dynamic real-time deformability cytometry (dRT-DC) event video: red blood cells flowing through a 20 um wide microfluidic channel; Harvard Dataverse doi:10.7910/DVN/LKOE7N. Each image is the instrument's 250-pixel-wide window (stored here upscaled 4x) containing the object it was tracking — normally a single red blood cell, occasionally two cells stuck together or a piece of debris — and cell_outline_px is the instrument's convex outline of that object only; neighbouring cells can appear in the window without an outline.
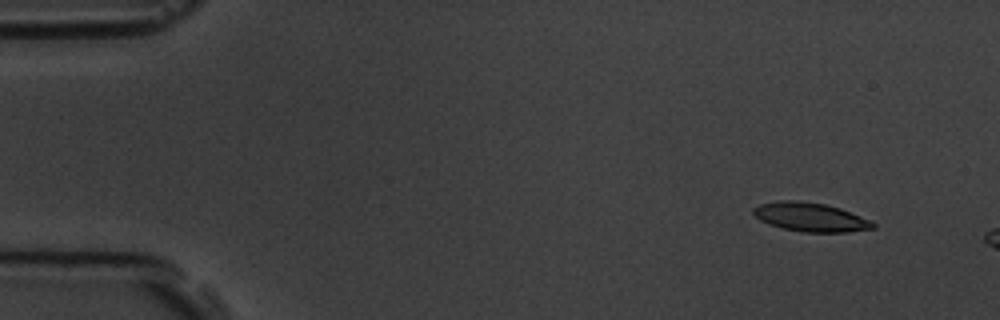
{"species": "common noctule bat (a hibernating species)", "species_latin": "Nyctalus noctula", "temperature_condition": "room temperature", "stored_images_in_passage": 3, "camera_frame_rate_fps": 3000, "um_per_image_px": 0.085, "animal": {"sex": "male", "body_mass_g": 19.5, "forearm_length_mm": 54.6}, "frame": {"image": 1, "passage_image": 1, "time_ms": 0.0, "image_size_px": [1000, 320], "cell_outline_px": [[876, 228], [848, 232], [804, 232], [784, 228], [768, 224], [760, 220], [752, 212], [752, 208], [760, 204], [780, 200], [800, 200], [824, 204], [840, 208], [860, 216], [876, 224]], "centroid_in_image_um": [68.87, 18.45], "position_along_channel_um": 16.1, "area_um2": 20.06}}